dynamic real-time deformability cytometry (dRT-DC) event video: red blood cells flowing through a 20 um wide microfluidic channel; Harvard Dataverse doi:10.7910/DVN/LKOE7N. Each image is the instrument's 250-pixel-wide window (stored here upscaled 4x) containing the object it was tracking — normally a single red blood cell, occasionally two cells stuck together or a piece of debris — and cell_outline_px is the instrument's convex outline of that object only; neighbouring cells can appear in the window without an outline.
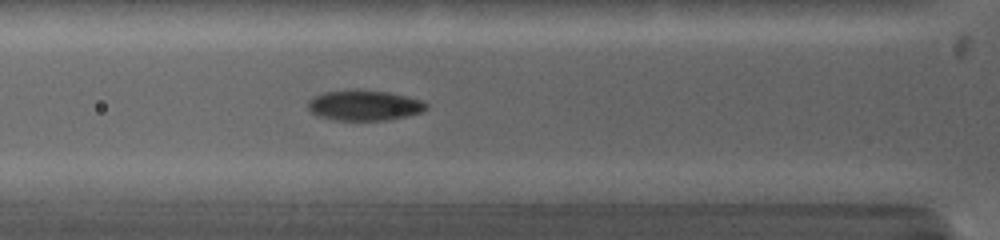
{"species": "common noctule bat (a hibernating species)", "species_latin": "Nyctalus noctula", "temperature_condition": "warm", "stored_images_in_passage": 18, "camera_frame_rate_fps": 5000, "um_per_image_px": 0.085, "animal": {"sex": "female", "body_mass_g": 19.0, "forearm_length_mm": 53.3}, "frame": {"image": 1, "passage_image": 8, "time_ms": 3.4, "image_size_px": [1000, 240], "cell_outline_px": [[428, 108], [420, 112], [388, 120], [336, 120], [316, 116], [308, 108], [308, 100], [312, 96], [324, 92], [356, 88], [388, 92], [408, 96], [420, 100], [428, 104]], "centroid_in_image_um": [30.92, 8.93], "position_along_channel_um": 94.9, "area_um2": 21.21}}
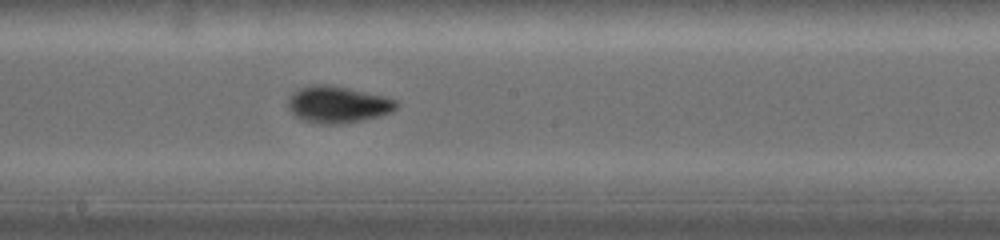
{"frame": {"image": 2, "passage_image": 14, "time_ms": 6.4, "image_size_px": [1000, 240], "cell_outline_px": [[400, 104], [392, 112], [364, 120], [340, 124], [320, 124], [304, 120], [296, 116], [288, 108], [288, 100], [300, 88], [312, 84], [328, 84], [384, 96], [396, 100]], "centroid_in_image_um": [28.74, 8.89], "position_along_channel_um": 219.5, "area_um2": 23.0}}
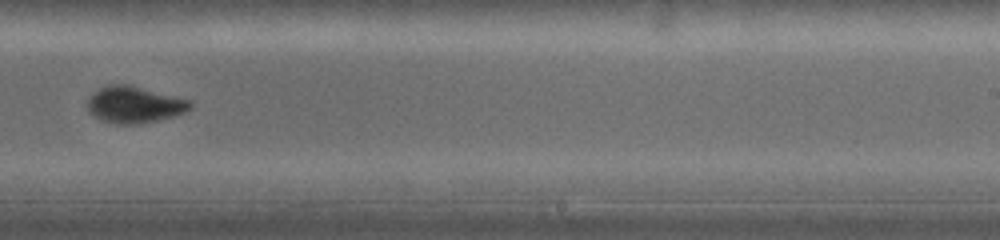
{"frame": {"image": 3, "passage_image": 17, "time_ms": 7.8, "image_size_px": [1000, 240], "cell_outline_px": [[192, 108], [184, 112], [172, 116], [156, 120], [136, 124], [116, 124], [100, 120], [88, 112], [84, 104], [88, 96], [92, 92], [108, 84], [128, 84], [192, 100]], "centroid_in_image_um": [11.35, 8.88], "position_along_channel_um": 277.6, "area_um2": 22.25}}